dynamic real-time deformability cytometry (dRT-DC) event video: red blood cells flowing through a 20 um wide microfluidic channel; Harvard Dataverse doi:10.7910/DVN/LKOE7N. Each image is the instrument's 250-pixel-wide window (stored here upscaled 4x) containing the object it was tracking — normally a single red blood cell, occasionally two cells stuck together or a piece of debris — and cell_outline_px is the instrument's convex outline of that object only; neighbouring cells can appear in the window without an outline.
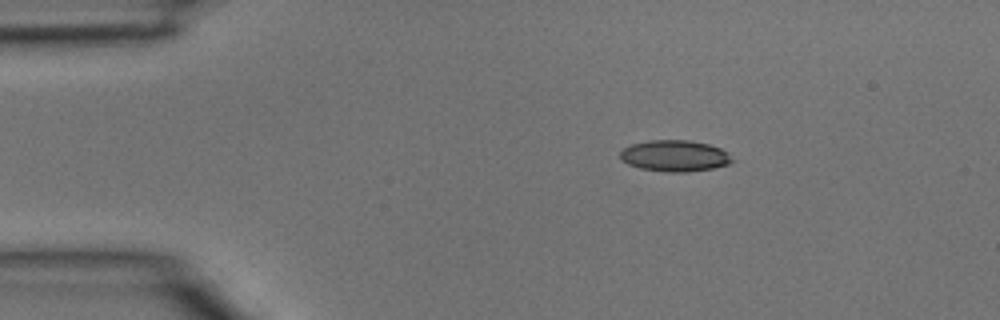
{"species": "common noctule bat (a hibernating species)", "species_latin": "Nyctalus noctula", "temperature_condition": "room temperature", "stored_images_in_passage": 3, "camera_frame_rate_fps": 3000, "um_per_image_px": 0.085, "animal": {"sex": "male", "body_mass_g": 15.6}, "frame": {"image": 1, "passage_image": 3, "time_ms": 0.667, "image_size_px": [1000, 320], "cell_outline_px": [[736, 160], [728, 164], [712, 168], [688, 172], [668, 172], [640, 168], [628, 164], [620, 160], [620, 152], [624, 148], [632, 144], [648, 140], [688, 140], [708, 144], [720, 148], [728, 152]], "centroid_in_image_um": [57.37, 13.24], "position_along_channel_um": 27.6, "area_um2": 20.52}}